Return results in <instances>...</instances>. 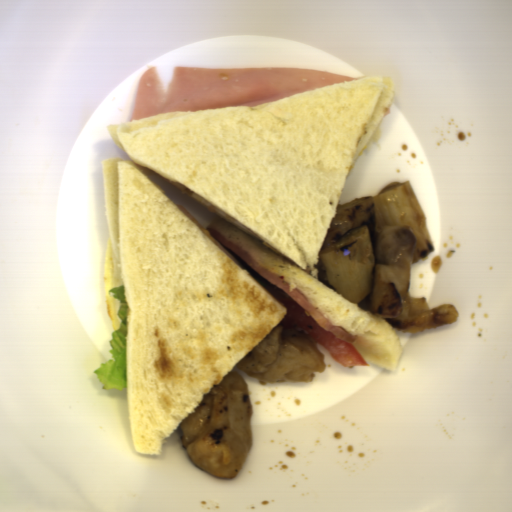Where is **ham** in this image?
I'll return each mask as SVG.
<instances>
[{
    "instance_id": "obj_1",
    "label": "ham",
    "mask_w": 512,
    "mask_h": 512,
    "mask_svg": "<svg viewBox=\"0 0 512 512\" xmlns=\"http://www.w3.org/2000/svg\"><path fill=\"white\" fill-rule=\"evenodd\" d=\"M354 79L286 66H175L166 90L155 65L138 79L130 121L210 107H253Z\"/></svg>"
},
{
    "instance_id": "obj_2",
    "label": "ham",
    "mask_w": 512,
    "mask_h": 512,
    "mask_svg": "<svg viewBox=\"0 0 512 512\" xmlns=\"http://www.w3.org/2000/svg\"><path fill=\"white\" fill-rule=\"evenodd\" d=\"M211 237L220 242L223 246L233 252L242 261H244L251 269L257 274L289 294L318 324H320L326 331L334 336L354 342L358 337H354L341 326L333 325L326 319L317 309H315L295 288L289 290V285L282 279L262 267L253 257H251L241 246L218 232L217 230H209Z\"/></svg>"
}]
</instances>
